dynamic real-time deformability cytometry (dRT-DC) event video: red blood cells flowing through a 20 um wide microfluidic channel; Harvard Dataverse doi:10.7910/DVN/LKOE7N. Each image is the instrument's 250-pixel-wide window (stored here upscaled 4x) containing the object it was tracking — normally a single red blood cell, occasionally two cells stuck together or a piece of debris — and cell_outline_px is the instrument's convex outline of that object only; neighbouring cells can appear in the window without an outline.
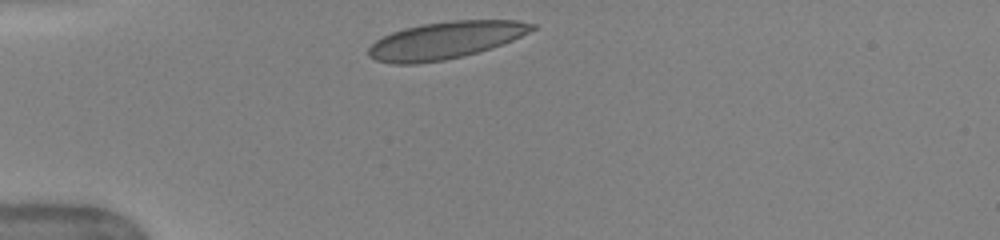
{"species": "human", "species_latin": "Homo sapiens", "temperature_condition": "warm", "stored_images_in_passage": 5, "camera_frame_rate_fps": 3000, "um_per_image_px": 0.085, "donor": {"sex": "female"}, "frame": {"image": 1, "passage_image": 1, "time_ms": 0.0, "image_size_px": [1000, 240], "cell_outline_px": [[536, 28], [512, 40], [492, 48], [464, 56], [444, 60], [416, 64], [392, 64], [376, 60], [368, 56], [368, 48], [376, 40], [392, 32], [404, 28], [420, 24], [448, 20], [516, 20], [536, 24]], "centroid_in_image_um": [37.84, 3.42], "position_along_channel_um": 47.2, "area_um2": 35.55}}